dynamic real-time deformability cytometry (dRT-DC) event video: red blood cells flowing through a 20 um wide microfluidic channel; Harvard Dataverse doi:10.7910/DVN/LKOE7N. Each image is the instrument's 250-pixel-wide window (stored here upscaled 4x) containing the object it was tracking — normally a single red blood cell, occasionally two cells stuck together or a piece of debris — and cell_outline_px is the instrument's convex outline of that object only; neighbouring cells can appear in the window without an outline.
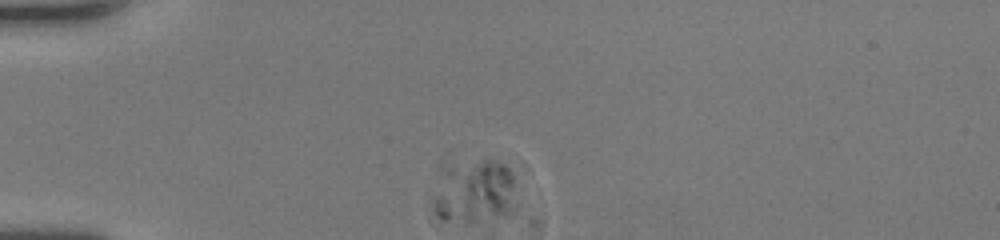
{"species": "human", "species_latin": "Homo sapiens", "temperature_condition": "room temperature", "stored_images_in_passage": 42, "camera_frame_rate_fps": 3000, "um_per_image_px": 0.085, "donor": {"sex": "female"}, "frame": {"image": 1, "passage_image": 1, "time_ms": 0.0, "image_size_px": [1000, 240], "cell_outline_px": [[520, 212], [468, 224], [440, 220], [436, 216], [436, 196], [440, 156], [492, 160], [504, 164], [512, 168], [520, 204]], "centroid_in_image_um": [40.37, 16.18], "position_along_channel_um": 44.6, "area_um2": 34.28}}
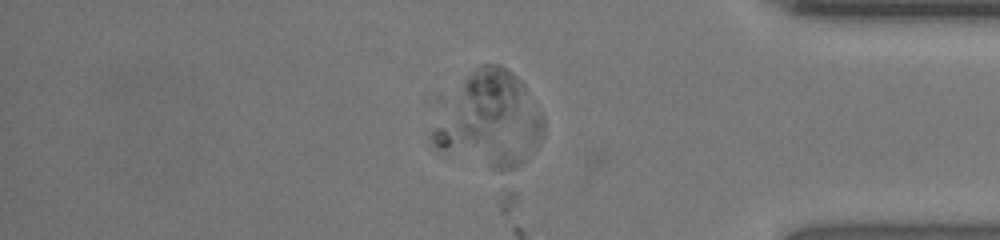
{"frame": {"image": 2, "passage_image": 34, "time_ms": 11.0, "image_size_px": [1000, 240], "cell_outline_px": [[544, 132], [540, 144], [536, 148], [436, 148], [432, 144], [432, 132], [440, 96], [484, 64], [500, 64], [516, 76], [524, 84], [540, 112], [544, 120]], "centroid_in_image_um": [41.48, 9.6], "position_along_channel_um": 393.7, "area_um2": 52.54}}